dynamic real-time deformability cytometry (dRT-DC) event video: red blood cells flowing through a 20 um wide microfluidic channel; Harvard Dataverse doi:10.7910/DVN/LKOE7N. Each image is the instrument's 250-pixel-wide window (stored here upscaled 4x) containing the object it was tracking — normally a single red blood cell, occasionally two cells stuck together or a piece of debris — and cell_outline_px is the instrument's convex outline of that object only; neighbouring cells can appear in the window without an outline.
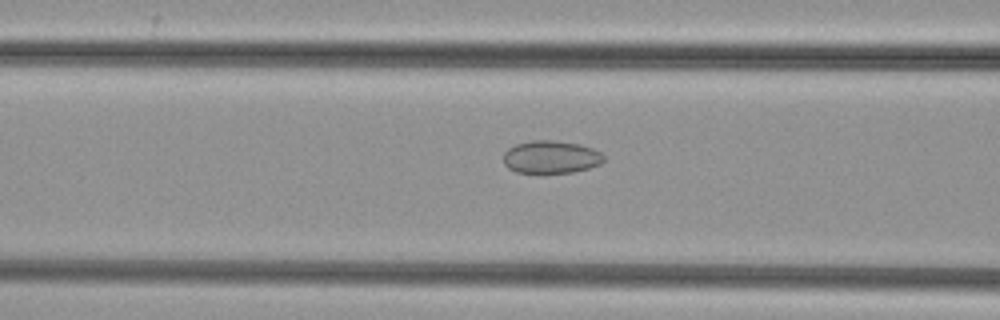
{"species": "common noctule bat (a hibernating species)", "species_latin": "Nyctalus noctula", "temperature_condition": "cold", "stored_images_in_passage": 6, "camera_frame_rate_fps": 3000, "um_per_image_px": 0.085, "animal": {"sex": "female", "body_mass_g": 29.2, "forearm_length_mm": 56.3}, "frame": {"image": 1, "passage_image": 4, "time_ms": 1.0, "image_size_px": [1000, 320], "cell_outline_px": [[604, 160], [600, 164], [588, 168], [572, 172], [540, 176], [516, 172], [508, 168], [504, 164], [504, 152], [508, 148], [516, 144], [532, 140], [552, 140], [580, 144], [592, 148], [600, 152], [604, 156]], "centroid_in_image_um": [46.79, 13.39], "position_along_channel_um": 119.8, "area_um2": 19.83}}